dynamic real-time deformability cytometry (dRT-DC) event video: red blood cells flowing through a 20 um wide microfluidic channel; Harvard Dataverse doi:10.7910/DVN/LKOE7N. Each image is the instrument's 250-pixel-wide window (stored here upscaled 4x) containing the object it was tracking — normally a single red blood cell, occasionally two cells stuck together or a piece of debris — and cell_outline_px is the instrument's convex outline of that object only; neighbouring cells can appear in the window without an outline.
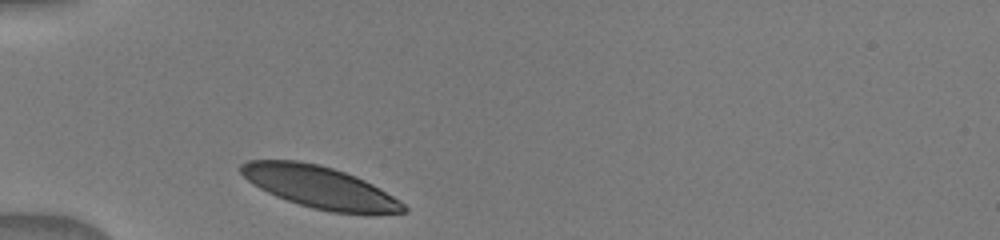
{"species": "human", "species_latin": "Homo sapiens", "temperature_condition": "warm", "stored_images_in_passage": 7, "camera_frame_rate_fps": 3000, "um_per_image_px": 0.085, "donor": {"sex": "male"}, "frame": {"image": 1, "passage_image": 1, "time_ms": 0.0, "image_size_px": [1000, 240], "cell_outline_px": [[408, 208], [404, 212], [332, 212], [312, 208], [276, 196], [252, 184], [240, 172], [240, 164], [248, 160], [300, 160], [320, 164], [356, 176], [380, 188], [400, 200]], "centroid_in_image_um": [27.13, 15.87], "position_along_channel_um": 57.9, "area_um2": 39.13}}
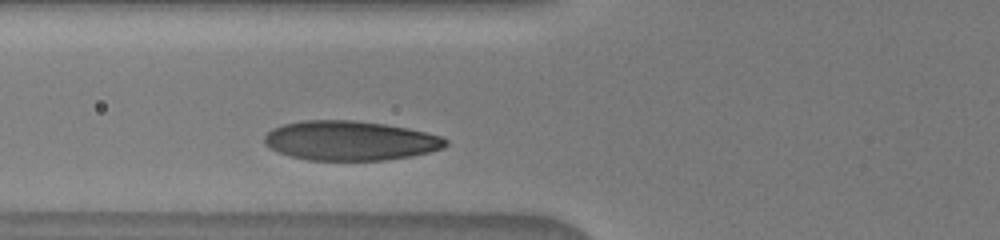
{"frame": {"image": 2, "passage_image": 4, "time_ms": 1.333, "image_size_px": [1000, 240], "cell_outline_px": [[448, 144], [444, 148], [412, 156], [384, 160], [308, 160], [292, 156], [268, 148], [264, 144], [264, 136], [272, 128], [284, 124], [304, 120], [352, 120], [384, 124], [408, 128], [440, 136], [448, 140]], "centroid_in_image_um": [29.75, 11.95], "position_along_channel_um": 96.1, "area_um2": 41.67}}
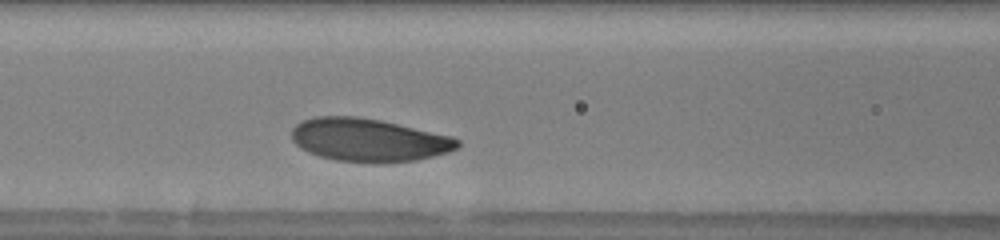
{"frame": {"image": 3, "passage_image": 7, "time_ms": 2.333, "image_size_px": [1000, 240], "cell_outline_px": [[460, 148], [448, 152], [416, 160], [380, 164], [372, 164], [336, 160], [320, 156], [308, 152], [300, 148], [292, 140], [292, 128], [296, 124], [304, 120], [316, 116], [356, 116], [380, 120], [452, 136], [460, 140]], "centroid_in_image_um": [31.35, 11.91], "position_along_channel_um": 135.3, "area_um2": 41.96}}